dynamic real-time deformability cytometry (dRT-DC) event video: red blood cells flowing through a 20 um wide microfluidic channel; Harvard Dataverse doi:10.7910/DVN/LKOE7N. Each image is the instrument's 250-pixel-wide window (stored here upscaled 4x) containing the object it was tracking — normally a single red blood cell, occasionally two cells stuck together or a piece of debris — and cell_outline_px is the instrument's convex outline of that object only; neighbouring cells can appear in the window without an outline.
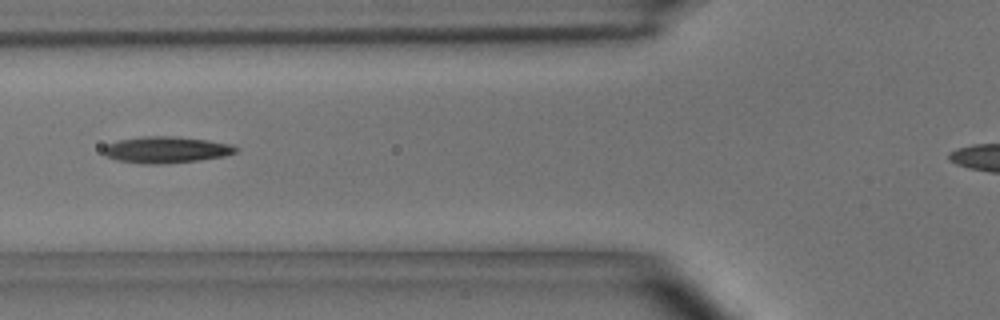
{"species": "common noctule bat (a hibernating species)", "species_latin": "Nyctalus noctula", "temperature_condition": "room temperature", "stored_images_in_passage": 3, "camera_frame_rate_fps": 3000, "um_per_image_px": 0.085, "animal": {"sex": "male", "body_mass_g": 15.6}, "frame": {"image": 1, "passage_image": 3, "time_ms": 2.0, "image_size_px": [1000, 320], "cell_outline_px": [[240, 148], [236, 152], [224, 156], [200, 160], [164, 164], [144, 164], [116, 160], [104, 156], [104, 148], [108, 144], [120, 140], [144, 136], [172, 136], [208, 140], [232, 144]], "centroid_in_image_um": [14.15, 12.74], "position_along_channel_um": 111.7, "area_um2": 20.46}}